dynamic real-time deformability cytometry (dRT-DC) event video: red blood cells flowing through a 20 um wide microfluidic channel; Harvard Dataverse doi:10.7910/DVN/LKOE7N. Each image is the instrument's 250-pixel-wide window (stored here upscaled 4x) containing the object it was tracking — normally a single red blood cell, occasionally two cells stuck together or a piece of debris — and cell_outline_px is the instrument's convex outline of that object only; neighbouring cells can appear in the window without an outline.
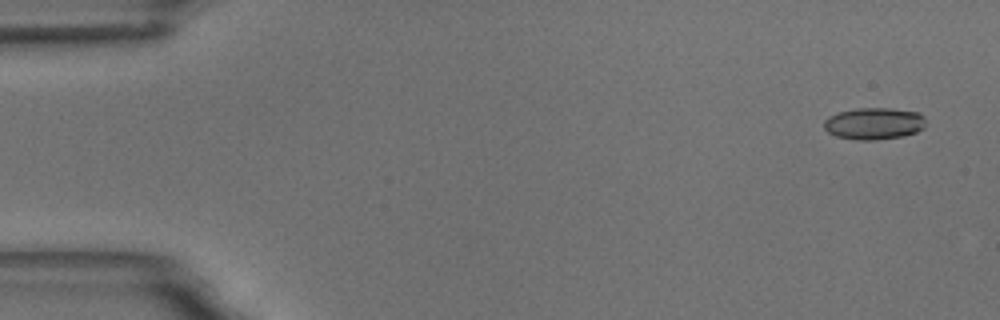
{"species": "common noctule bat (a hibernating species)", "species_latin": "Nyctalus noctula", "temperature_condition": "room temperature", "stored_images_in_passage": 4, "camera_frame_rate_fps": 3000, "um_per_image_px": 0.085, "animal": {"sex": "male", "body_mass_g": 18.8}, "frame": {"image": 1, "passage_image": 1, "time_ms": 0.0, "image_size_px": [1000, 320], "cell_outline_px": [[924, 128], [916, 132], [904, 136], [876, 140], [860, 140], [836, 136], [828, 132], [824, 128], [824, 120], [828, 116], [840, 112], [856, 108], [892, 108], [920, 112], [924, 116]], "centroid_in_image_um": [74.3, 10.49], "position_along_channel_um": 10.7, "area_um2": 19.02}}
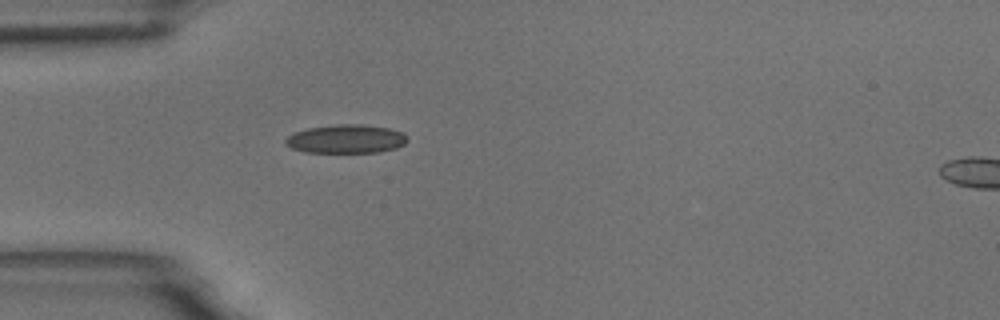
{"frame": {"image": 2, "passage_image": 4, "time_ms": 4.667, "image_size_px": [1000, 320], "cell_outline_px": [[408, 140], [404, 144], [396, 148], [380, 152], [304, 152], [292, 148], [284, 140], [292, 132], [308, 128], [336, 124], [360, 124], [388, 128], [404, 132]], "centroid_in_image_um": [29.43, 11.8], "position_along_channel_um": 55.6, "area_um2": 20.35}}